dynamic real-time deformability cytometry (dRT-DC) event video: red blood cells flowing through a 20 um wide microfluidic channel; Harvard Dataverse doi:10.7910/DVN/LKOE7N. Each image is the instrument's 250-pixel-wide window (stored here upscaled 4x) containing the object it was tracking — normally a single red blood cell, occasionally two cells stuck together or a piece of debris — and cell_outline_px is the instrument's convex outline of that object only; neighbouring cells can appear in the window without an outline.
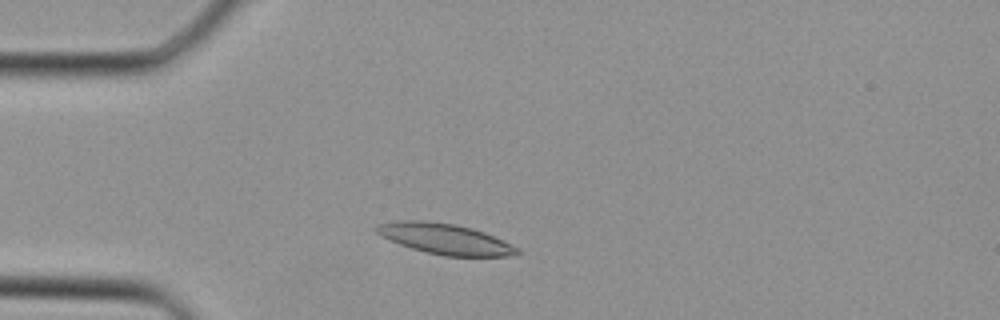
{"species": "Egyptian fruit bat (a non-hibernating species)", "species_latin": "Rousettus aegyptiacus", "temperature_condition": "cold", "stored_images_in_passage": 32, "camera_frame_rate_fps": 3000, "um_per_image_px": 0.085, "animal": {"sex": "female"}, "frame": {"image": 1, "passage_image": 4, "time_ms": 1.0, "image_size_px": [1000, 320], "cell_outline_px": [[520, 252], [508, 256], [444, 256], [412, 248], [400, 244], [380, 236], [372, 228], [376, 224], [396, 220], [420, 220], [456, 224], [472, 228], [484, 232], [512, 244], [520, 248]], "centroid_in_image_um": [37.79, 20.29], "position_along_channel_um": 47.2, "area_um2": 25.14}}
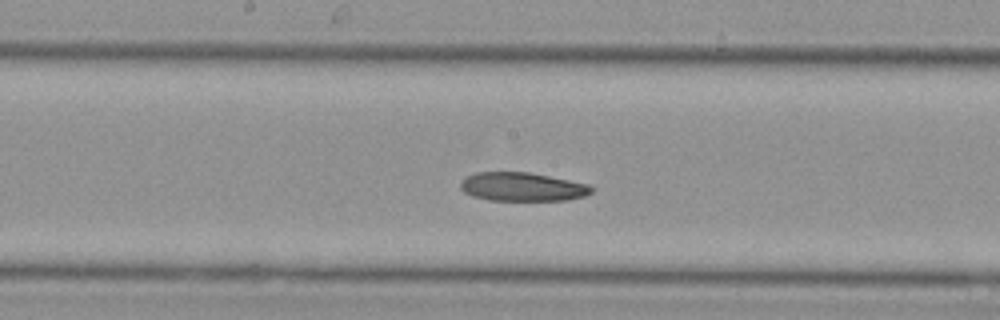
{"frame": {"image": 2, "passage_image": 14, "time_ms": 4.333, "image_size_px": [1000, 320], "cell_outline_px": [[596, 188], [592, 192], [584, 196], [568, 200], [488, 200], [472, 196], [464, 192], [460, 188], [460, 180], [464, 176], [476, 172], [528, 172], [588, 184]], "centroid_in_image_um": [44.36, 15.88], "position_along_channel_um": 203.8, "area_um2": 22.02}}
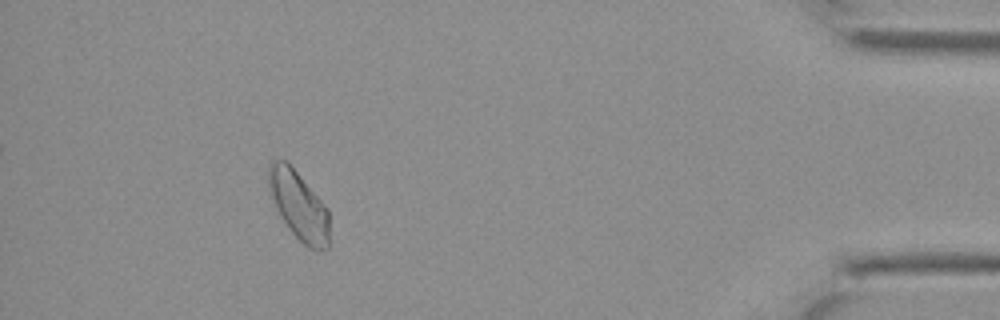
{"frame": {"image": 3, "passage_image": 29, "time_ms": 9.333, "image_size_px": [1000, 320], "cell_outline_px": [[328, 248], [320, 252], [316, 252], [308, 248], [292, 232], [280, 216], [276, 208], [268, 188], [268, 164], [272, 160], [284, 160], [296, 172], [328, 208]], "centroid_in_image_um": [25.39, 17.5], "position_along_channel_um": 409.8, "area_um2": 24.04}}